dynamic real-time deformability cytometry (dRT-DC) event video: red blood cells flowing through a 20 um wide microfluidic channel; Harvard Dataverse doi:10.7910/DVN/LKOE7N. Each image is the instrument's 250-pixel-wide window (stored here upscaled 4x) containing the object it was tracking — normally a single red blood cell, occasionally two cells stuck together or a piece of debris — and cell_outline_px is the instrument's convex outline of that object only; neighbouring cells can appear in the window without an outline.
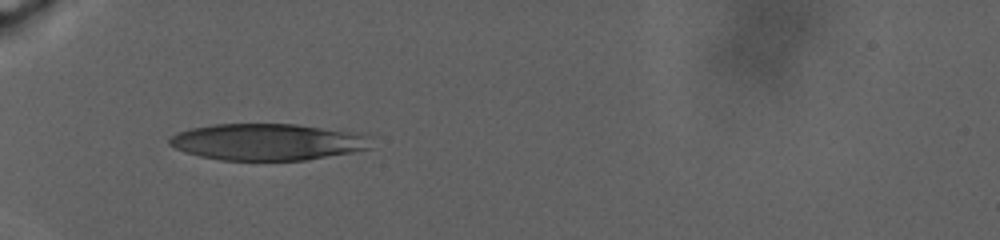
{"species": "human", "species_latin": "Homo sapiens", "temperature_condition": "warm", "stored_images_in_passage": 67, "camera_frame_rate_fps": 3000, "um_per_image_px": 0.085, "donor": {"sex": "male"}, "frame": {"image": 1, "passage_image": 1, "time_ms": 0.0, "image_size_px": [1000, 240], "cell_outline_px": [[372, 148], [352, 152], [304, 160], [220, 160], [200, 156], [184, 152], [168, 144], [168, 140], [176, 132], [192, 128], [212, 124], [296, 124], [368, 132]], "centroid_in_image_um": [22.81, 12.05], "position_along_channel_um": 62.2, "area_um2": 43.64}}
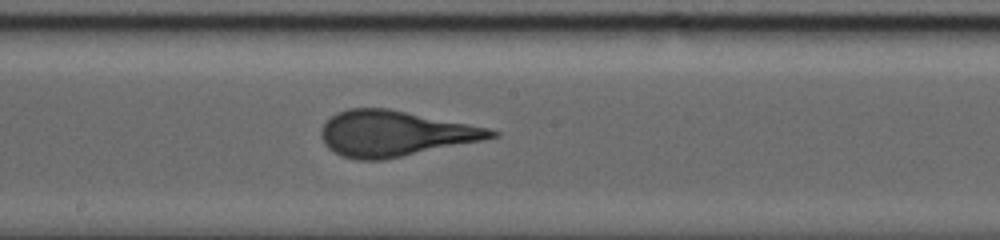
{"frame": {"image": 2, "passage_image": 36, "time_ms": 7.667, "image_size_px": [1000, 240], "cell_outline_px": [[500, 136], [484, 140], [384, 160], [356, 160], [344, 156], [328, 148], [324, 144], [320, 136], [320, 128], [336, 112], [348, 108], [388, 108], [488, 128], [500, 132]], "centroid_in_image_um": [33.54, 11.35], "position_along_channel_um": 214.7, "area_um2": 45.08}}
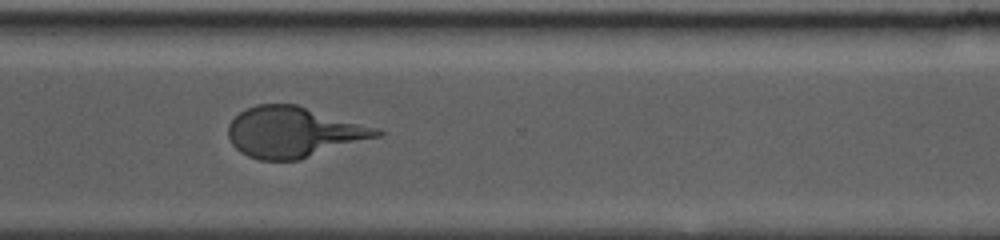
{"frame": {"image": 3, "passage_image": 66, "time_ms": 13.667, "image_size_px": [1000, 240], "cell_outline_px": [[384, 132], [380, 136], [300, 160], [260, 160], [248, 156], [240, 152], [232, 144], [228, 136], [228, 124], [240, 112], [256, 104], [296, 104], [380, 128]], "centroid_in_image_um": [24.97, 11.23], "position_along_channel_um": 345.6, "area_um2": 43.93}}